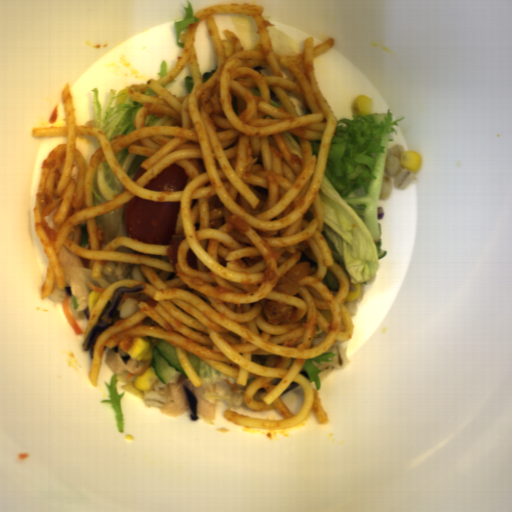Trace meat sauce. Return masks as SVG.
Returning <instances> with one entry per match:
<instances>
[{
	"label": "meat sauce",
	"mask_w": 512,
	"mask_h": 512,
	"mask_svg": "<svg viewBox=\"0 0 512 512\" xmlns=\"http://www.w3.org/2000/svg\"><path fill=\"white\" fill-rule=\"evenodd\" d=\"M186 236L184 232H176L172 234L171 239L168 243V247L165 248L166 254L172 262L171 268L172 270L177 274L178 270L175 266L176 263H178V253H179V247L180 244L185 240Z\"/></svg>",
	"instance_id": "452cab56"
}]
</instances>
